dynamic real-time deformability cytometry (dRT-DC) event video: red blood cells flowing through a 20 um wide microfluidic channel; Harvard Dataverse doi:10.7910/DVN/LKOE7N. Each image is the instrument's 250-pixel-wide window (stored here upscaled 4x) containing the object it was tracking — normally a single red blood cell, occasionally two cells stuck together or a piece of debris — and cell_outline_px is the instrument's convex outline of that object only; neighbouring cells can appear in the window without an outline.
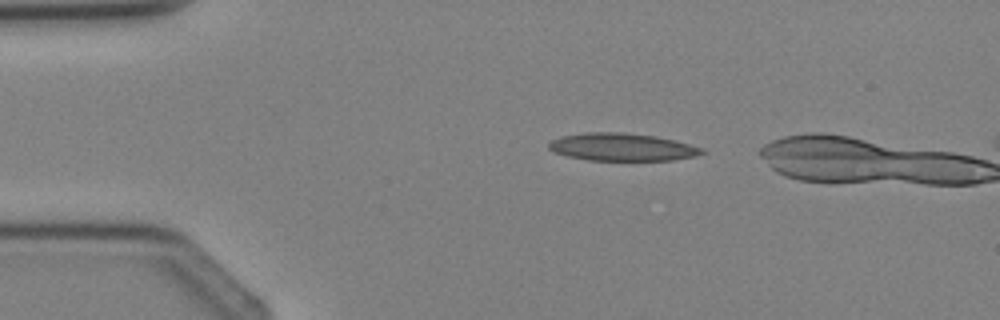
{"species": "Egyptian fruit bat (a non-hibernating species)", "species_latin": "Rousettus aegyptiacus", "temperature_condition": "cold", "stored_images_in_passage": 4, "camera_frame_rate_fps": 3000, "um_per_image_px": 0.085, "animal": {"sex": "female"}, "frame": {"image": 1, "passage_image": 4, "time_ms": 3.667, "image_size_px": [1000, 320], "cell_outline_px": [[704, 152], [696, 156], [672, 160], [588, 160], [568, 156], [556, 152], [548, 148], [548, 144], [552, 140], [560, 136], [584, 132], [624, 132], [656, 136], [704, 148]], "centroid_in_image_um": [52.86, 12.49], "position_along_channel_um": 32.1, "area_um2": 24.57}}